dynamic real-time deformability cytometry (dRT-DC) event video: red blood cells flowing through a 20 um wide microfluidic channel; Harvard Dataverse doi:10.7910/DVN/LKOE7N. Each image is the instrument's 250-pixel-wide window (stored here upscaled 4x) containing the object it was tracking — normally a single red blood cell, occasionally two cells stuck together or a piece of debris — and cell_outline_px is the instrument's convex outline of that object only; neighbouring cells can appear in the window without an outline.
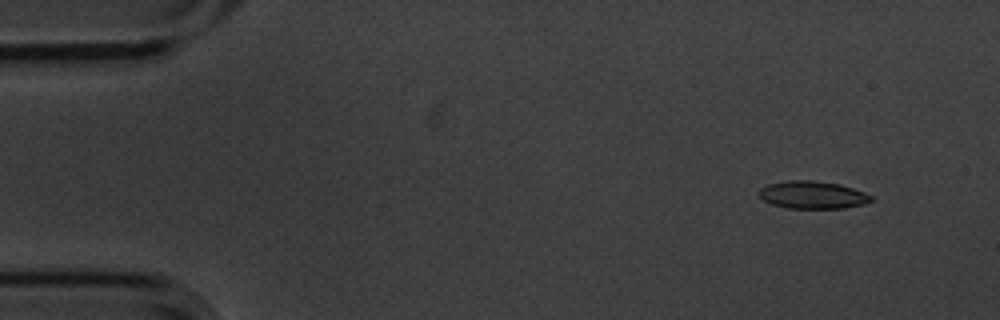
{"species": "common noctule bat (a hibernating species)", "species_latin": "Nyctalus noctula", "temperature_condition": "cold", "stored_images_in_passage": 5, "camera_frame_rate_fps": 3000, "um_per_image_px": 0.085, "animal": {"sex": "male", "body_mass_g": 20.1, "forearm_length_mm": 53.5}, "frame": {"image": 1, "passage_image": 2, "time_ms": 0.333, "image_size_px": [1000, 320], "cell_outline_px": [[872, 200], [864, 204], [844, 208], [788, 208], [772, 204], [764, 200], [756, 192], [760, 188], [768, 184], [788, 180], [812, 180], [840, 184], [864, 192], [872, 196]], "centroid_in_image_um": [69.05, 16.56], "position_along_channel_um": 16.0, "area_um2": 18.03}}
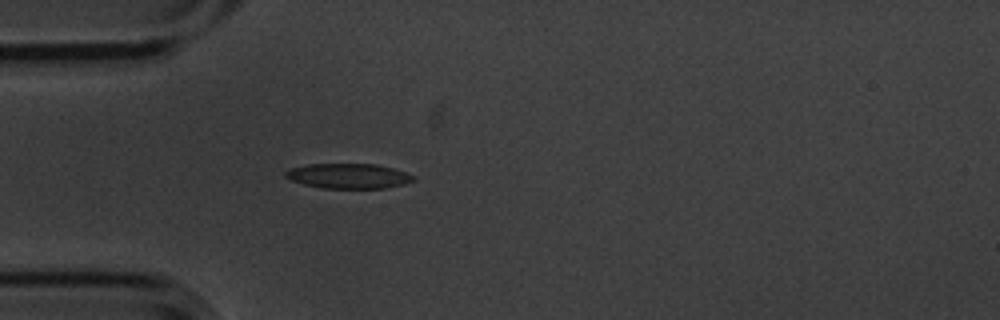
{"frame": {"image": 2, "passage_image": 5, "time_ms": 1.333, "image_size_px": [1000, 320], "cell_outline_px": [[416, 180], [404, 184], [384, 188], [320, 188], [304, 184], [292, 180], [284, 176], [284, 172], [292, 168], [308, 164], [376, 164], [392, 168], [416, 176]], "centroid_in_image_um": [29.64, 14.96], "position_along_channel_um": 55.4, "area_um2": 18.55}}